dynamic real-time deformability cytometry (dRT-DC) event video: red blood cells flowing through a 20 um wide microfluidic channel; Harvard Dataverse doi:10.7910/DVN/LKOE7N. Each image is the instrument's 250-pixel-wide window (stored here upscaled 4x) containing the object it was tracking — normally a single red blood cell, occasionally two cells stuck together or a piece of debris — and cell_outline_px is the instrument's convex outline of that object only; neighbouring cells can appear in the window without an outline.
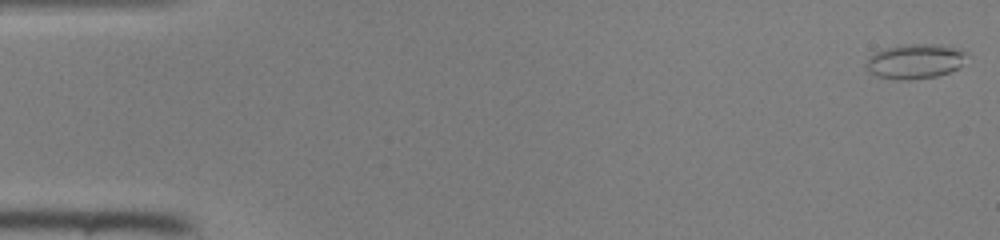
{"species": "common noctule bat (a hibernating species)", "species_latin": "Nyctalus noctula", "temperature_condition": "room temperature", "stored_images_in_passage": 47, "camera_frame_rate_fps": 3000, "um_per_image_px": 0.085, "animal": {"sex": "female", "body_mass_g": 22.0, "forearm_length_mm": 56.7}, "frame": {"image": 1, "passage_image": 1, "time_ms": 0.0, "image_size_px": [1000, 240], "cell_outline_px": [[968, 52], [960, 64], [956, 68], [948, 72], [936, 76], [912, 80], [896, 80], [876, 76], [868, 72], [864, 64], [876, 52], [888, 48], [904, 44], [940, 44], [960, 48]], "centroid_in_image_um": [77.77, 5.21], "position_along_channel_um": 7.2, "area_um2": 20.35}}
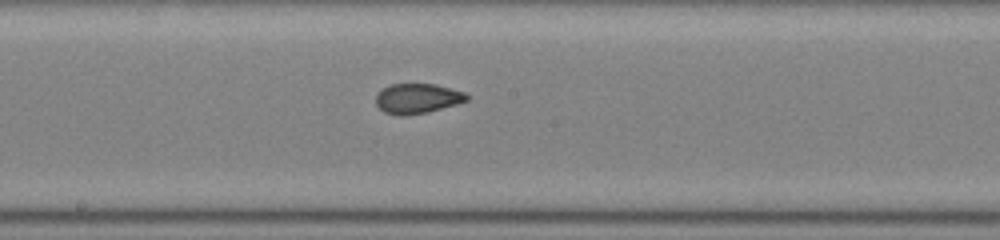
{"frame": {"image": 2, "passage_image": 25, "time_ms": 8.0, "image_size_px": [1000, 240], "cell_outline_px": [[468, 100], [456, 104], [428, 112], [400, 116], [384, 112], [376, 104], [376, 96], [384, 88], [392, 84], [436, 84], [464, 92], [468, 96]], "centroid_in_image_um": [35.48, 8.37], "position_along_channel_um": 212.7, "area_um2": 15.66}}
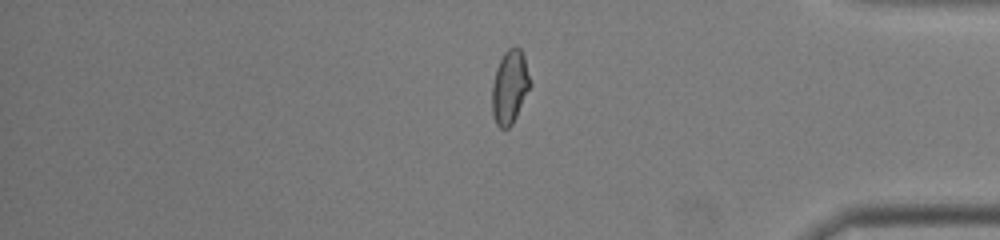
{"frame": {"image": 3, "passage_image": 39, "time_ms": 12.667, "image_size_px": [1000, 240], "cell_outline_px": [[532, 84], [512, 124], [508, 128], [500, 128], [496, 124], [492, 116], [492, 84], [496, 68], [504, 52], [508, 48], [516, 44], [520, 48], [524, 56]], "centroid_in_image_um": [43.33, 7.37], "position_along_channel_um": 391.9, "area_um2": 16.53}}